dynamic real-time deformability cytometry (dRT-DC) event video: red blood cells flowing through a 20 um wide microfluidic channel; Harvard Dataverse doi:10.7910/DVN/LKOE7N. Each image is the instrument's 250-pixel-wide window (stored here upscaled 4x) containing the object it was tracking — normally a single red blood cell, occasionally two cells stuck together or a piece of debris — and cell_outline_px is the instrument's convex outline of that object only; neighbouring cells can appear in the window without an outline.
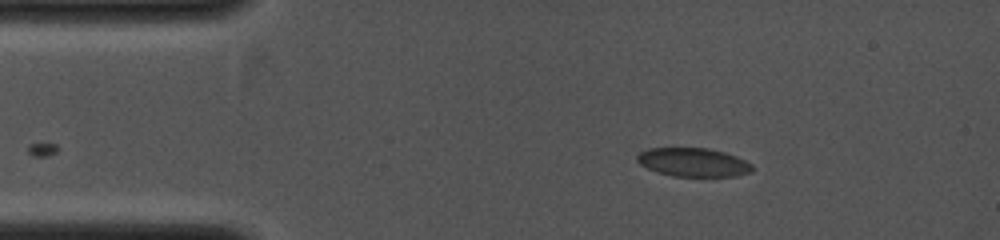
{"species": "common noctule bat (a hibernating species)", "species_latin": "Nyctalus noctula", "temperature_condition": "cold", "stored_images_in_passage": 13, "camera_frame_rate_fps": 4000, "um_per_image_px": 0.085, "animal": {"sex": "female", "body_mass_g": 19.0, "forearm_length_mm": 53.3}, "frame": {"image": 1, "passage_image": 1, "time_ms": 0.0, "image_size_px": [1000, 240], "cell_outline_px": [[752, 172], [736, 176], [672, 176], [656, 172], [640, 164], [636, 160], [636, 156], [640, 152], [648, 148], [708, 148], [724, 152], [736, 156], [752, 164]], "centroid_in_image_um": [58.91, 13.79], "position_along_channel_um": 26.1, "area_um2": 19.25}}
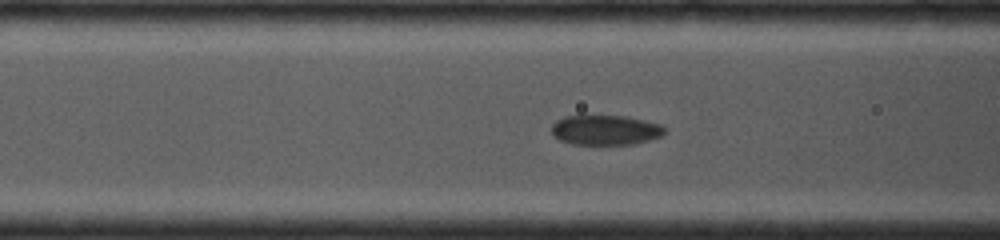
{"frame": {"image": 2, "passage_image": 8, "time_ms": 2.5, "image_size_px": [1000, 240], "cell_outline_px": [[664, 132], [660, 136], [636, 144], [572, 144], [560, 140], [552, 132], [552, 124], [556, 120], [564, 116], [584, 112], [628, 116], [660, 124], [664, 128]], "centroid_in_image_um": [51.4, 10.99], "position_along_channel_um": 115.2, "area_um2": 20.46}}
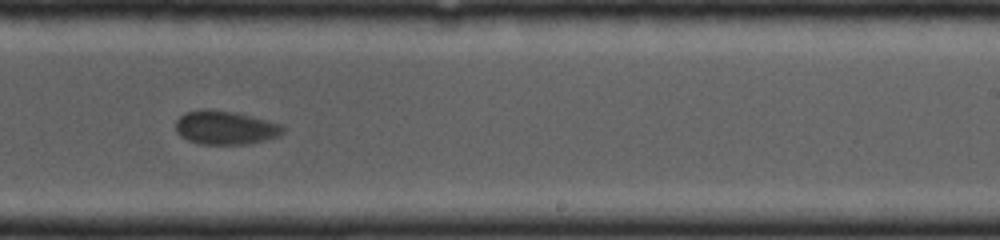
{"frame": {"image": 3, "passage_image": 13, "time_ms": 5.25, "image_size_px": [1000, 240], "cell_outline_px": [[284, 132], [280, 136], [248, 144], [200, 144], [188, 140], [180, 136], [176, 132], [176, 120], [184, 112], [200, 108], [208, 108], [236, 112], [284, 124]], "centroid_in_image_um": [19.15, 10.83], "position_along_channel_um": 269.8, "area_um2": 21.5}}